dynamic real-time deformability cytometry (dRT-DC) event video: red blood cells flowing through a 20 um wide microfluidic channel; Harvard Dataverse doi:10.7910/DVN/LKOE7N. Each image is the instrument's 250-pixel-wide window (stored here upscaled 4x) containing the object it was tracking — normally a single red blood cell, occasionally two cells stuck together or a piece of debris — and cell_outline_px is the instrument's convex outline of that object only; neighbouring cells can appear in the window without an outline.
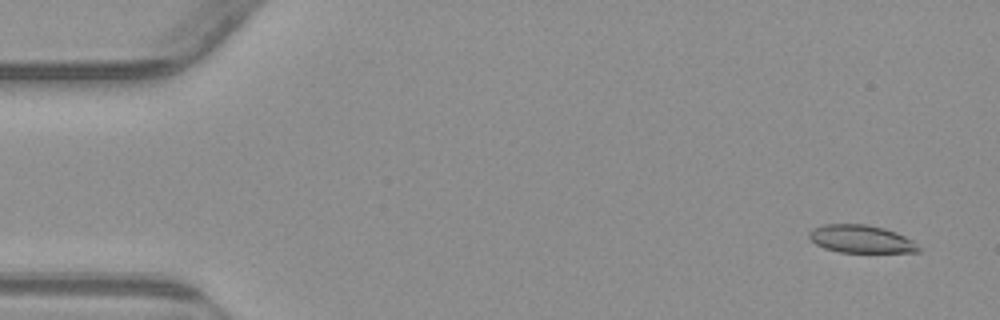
{"species": "common noctule bat (a hibernating species)", "species_latin": "Nyctalus noctula", "temperature_condition": "warm", "stored_images_in_passage": 54, "camera_frame_rate_fps": 3000, "um_per_image_px": 0.085, "animal": {"sex": "male", "body_mass_g": 23.1, "forearm_length_mm": 52.7}, "frame": {"image": 1, "passage_image": 3, "time_ms": 0.667, "image_size_px": [1000, 320], "cell_outline_px": [[920, 252], [840, 252], [824, 248], [816, 244], [808, 236], [808, 232], [812, 228], [824, 224], [864, 224], [884, 228], [896, 232], [912, 240], [920, 248]], "centroid_in_image_um": [73.16, 20.31], "position_along_channel_um": 11.8, "area_um2": 17.69}}
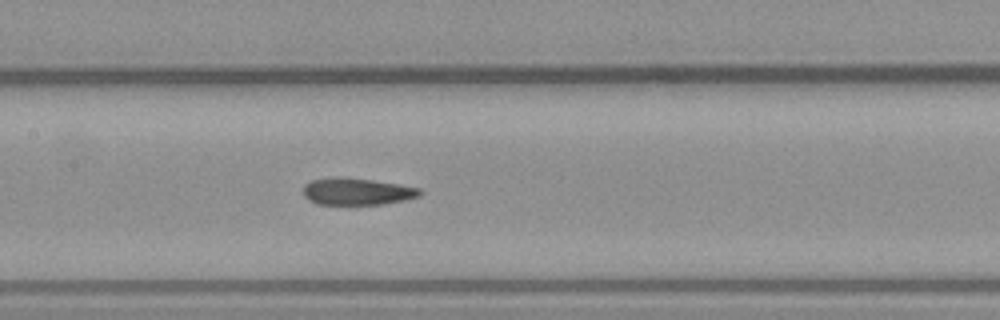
{"frame": {"image": 2, "passage_image": 26, "time_ms": 8.333, "image_size_px": [1000, 320], "cell_outline_px": [[424, 192], [420, 196], [404, 200], [384, 204], [316, 204], [308, 200], [304, 196], [304, 184], [312, 180], [336, 176], [348, 176], [400, 184], [420, 188]], "centroid_in_image_um": [30.36, 16.26], "position_along_channel_um": 177.0, "area_um2": 18.67}}
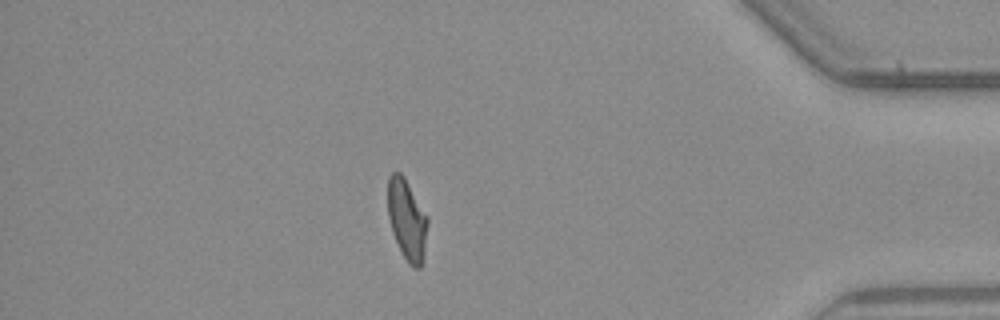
{"frame": {"image": 3, "passage_image": 47, "time_ms": 15.333, "image_size_px": [1000, 320], "cell_outline_px": [[428, 224], [424, 252], [420, 268], [412, 268], [408, 264], [392, 232], [388, 216], [388, 176], [392, 172], [400, 172], [404, 176], [428, 216]], "centroid_in_image_um": [34.6, 18.64], "position_along_channel_um": 400.6, "area_um2": 18.73}, "authors_computed_cell_mechanics": {"area_um2": 18.8428, "velocity_mm_per_s": 3.8194, "shape_relaxation_time_tau1_ms": null, "shape_relaxation_time_tau2_ms": 2.6424, "deformation_change_tau1": null, "deformation_change_tau2": 0.0932}}